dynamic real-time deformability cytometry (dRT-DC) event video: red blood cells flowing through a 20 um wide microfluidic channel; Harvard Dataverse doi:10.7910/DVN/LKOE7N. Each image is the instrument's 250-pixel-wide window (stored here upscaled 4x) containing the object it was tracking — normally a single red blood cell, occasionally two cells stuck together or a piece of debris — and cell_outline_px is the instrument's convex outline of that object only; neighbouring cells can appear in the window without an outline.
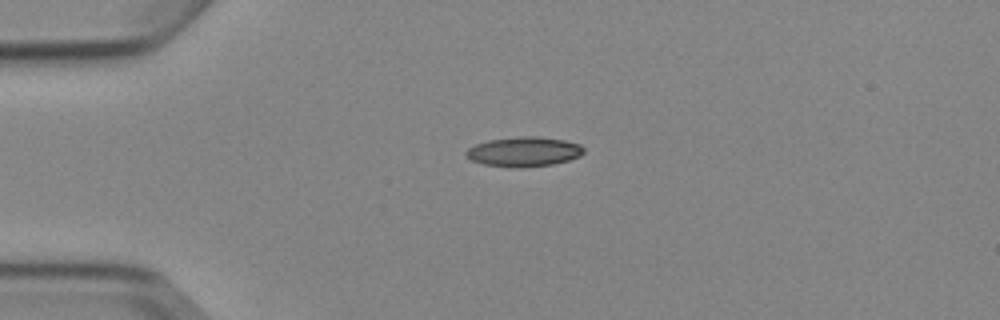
{"species": "Egyptian fruit bat (a non-hibernating species)", "species_latin": "Rousettus aegyptiacus", "temperature_condition": "cold", "stored_images_in_passage": 2, "camera_frame_rate_fps": 3000, "um_per_image_px": 0.085, "animal": {"sex": "female"}, "frame": {"image": 1, "passage_image": 1, "time_ms": 0.0, "image_size_px": [1000, 320], "cell_outline_px": [[584, 152], [580, 156], [568, 160], [552, 164], [524, 168], [512, 168], [484, 164], [472, 160], [464, 152], [468, 148], [476, 144], [488, 140], [520, 136], [536, 136], [564, 140], [580, 144], [584, 148]], "centroid_in_image_um": [44.54, 12.9], "position_along_channel_um": 40.5, "area_um2": 20.4}}